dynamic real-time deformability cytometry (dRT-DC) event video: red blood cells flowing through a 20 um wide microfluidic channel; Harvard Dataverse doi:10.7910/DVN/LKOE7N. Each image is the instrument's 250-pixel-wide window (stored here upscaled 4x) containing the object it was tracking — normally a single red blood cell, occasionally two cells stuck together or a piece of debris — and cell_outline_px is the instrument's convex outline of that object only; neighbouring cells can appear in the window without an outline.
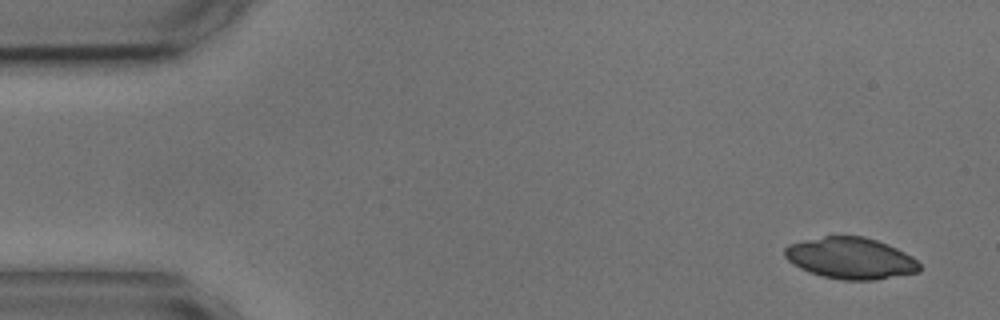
{"species": "common noctule bat (a hibernating species)", "species_latin": "Nyctalus noctula", "temperature_condition": "cold", "stored_images_in_passage": 4, "camera_frame_rate_fps": 3000, "um_per_image_px": 0.085, "animal": {"sex": "male", "body_mass_g": 17.9, "forearm_length_mm": 54.2}, "frame": {"image": 1, "passage_image": 1, "time_ms": 0.0, "image_size_px": [1000, 320], "cell_outline_px": [[920, 272], [876, 280], [840, 280], [808, 272], [792, 264], [784, 256], [784, 248], [788, 244], [804, 240], [824, 236], [864, 236], [888, 244], [912, 256], [920, 264]], "centroid_in_image_um": [72.3, 21.95], "position_along_channel_um": 12.7, "area_um2": 32.71}}